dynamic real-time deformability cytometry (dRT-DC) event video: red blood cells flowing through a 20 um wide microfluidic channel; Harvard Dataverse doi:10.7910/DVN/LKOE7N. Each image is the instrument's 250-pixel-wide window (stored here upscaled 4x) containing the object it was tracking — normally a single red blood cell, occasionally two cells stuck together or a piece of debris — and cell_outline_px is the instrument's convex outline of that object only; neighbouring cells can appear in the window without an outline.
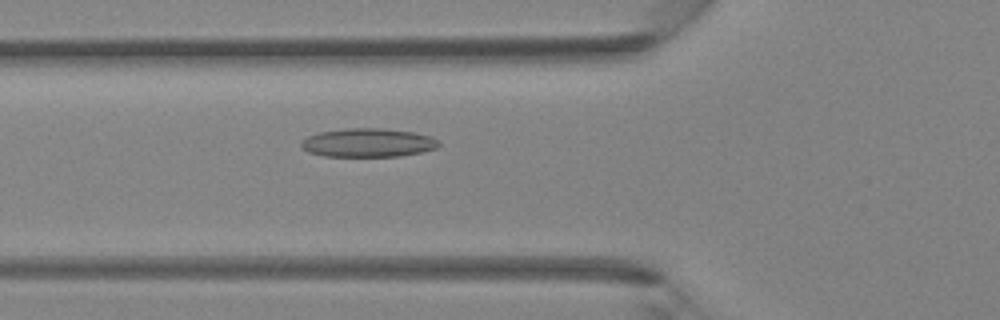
{"species": "Egyptian fruit bat (a non-hibernating species)", "species_latin": "Rousettus aegyptiacus", "temperature_condition": "room temperature", "stored_images_in_passage": 28, "camera_frame_rate_fps": 3000, "um_per_image_px": 0.085, "animal": {"sex": "female"}, "frame": {"image": 1, "passage_image": 3, "time_ms": 0.667, "image_size_px": [1000, 320], "cell_outline_px": [[440, 144], [436, 148], [420, 152], [400, 156], [324, 156], [308, 152], [300, 144], [300, 140], [308, 136], [320, 132], [344, 128], [384, 128], [412, 132], [428, 136], [436, 140]], "centroid_in_image_um": [31.23, 12.12], "position_along_channel_um": 94.6, "area_um2": 22.83}}
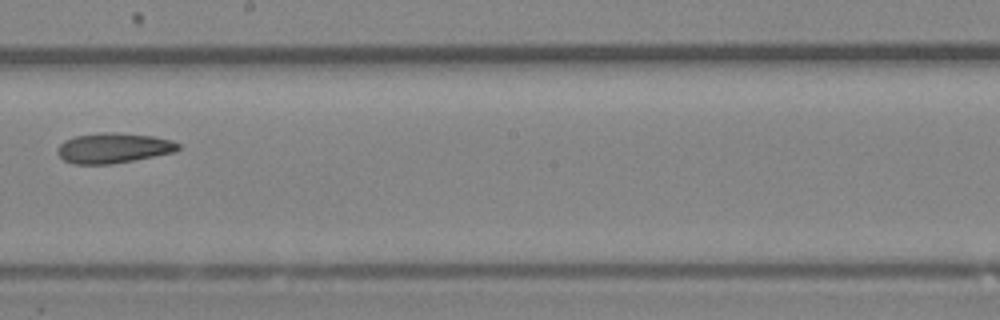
{"frame": {"image": 2, "passage_image": 12, "time_ms": 3.667, "image_size_px": [1000, 320], "cell_outline_px": [[180, 148], [176, 152], [112, 164], [72, 164], [64, 160], [56, 152], [60, 144], [64, 140], [76, 136], [104, 132], [112, 132], [152, 136], [172, 140], [180, 144]], "centroid_in_image_um": [9.65, 12.59], "position_along_channel_um": 238.6, "area_um2": 21.21}}
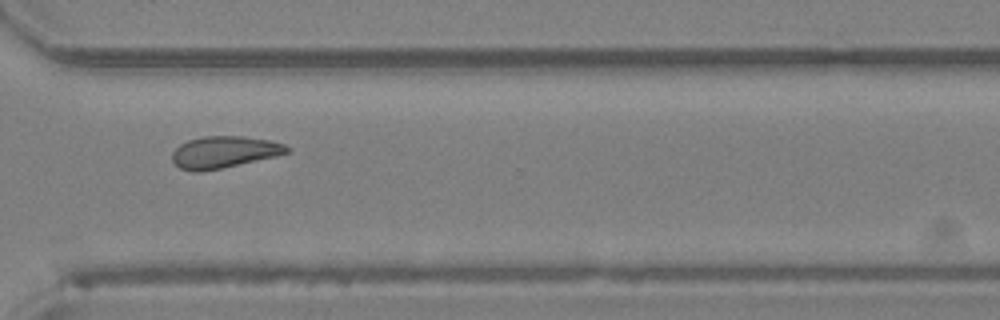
{"frame": {"image": 3, "passage_image": 19, "time_ms": 6.0, "image_size_px": [1000, 320], "cell_outline_px": [[292, 148], [288, 152], [276, 156], [220, 168], [200, 172], [192, 172], [180, 168], [172, 160], [172, 152], [180, 144], [188, 140], [204, 136], [244, 136], [268, 140], [284, 144]], "centroid_in_image_um": [19.03, 12.92], "position_along_channel_um": 351.6, "area_um2": 21.15}}